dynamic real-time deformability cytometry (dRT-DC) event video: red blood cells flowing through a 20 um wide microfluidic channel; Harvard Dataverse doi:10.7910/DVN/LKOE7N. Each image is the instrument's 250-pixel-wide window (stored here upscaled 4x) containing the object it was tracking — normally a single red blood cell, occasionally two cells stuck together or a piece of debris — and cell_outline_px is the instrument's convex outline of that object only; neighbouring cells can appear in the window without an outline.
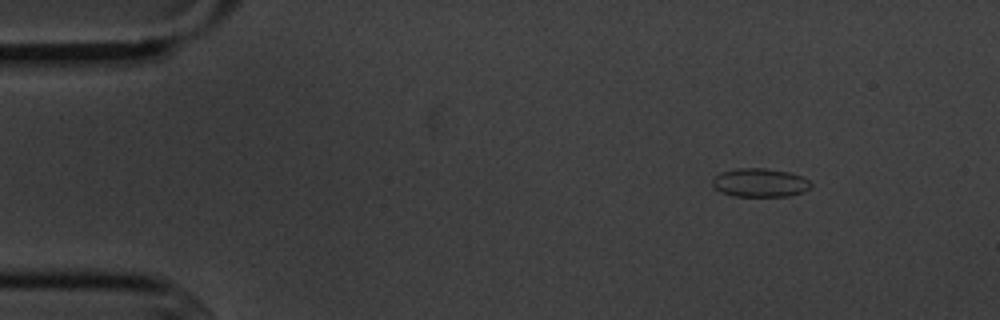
{"species": "common noctule bat (a hibernating species)", "species_latin": "Nyctalus noctula", "temperature_condition": "cold", "stored_images_in_passage": 7, "camera_frame_rate_fps": 3000, "um_per_image_px": 0.085, "animal": {"sex": "male", "body_mass_g": 20.1, "forearm_length_mm": 53.5}, "frame": {"image": 1, "passage_image": 1, "time_ms": 0.0, "image_size_px": [1000, 320], "cell_outline_px": [[812, 184], [804, 192], [788, 196], [732, 196], [720, 192], [712, 184], [712, 180], [720, 172], [736, 168], [764, 168], [788, 172], [800, 176], [808, 180]], "centroid_in_image_um": [64.57, 15.53], "position_along_channel_um": 20.4, "area_um2": 16.36}}
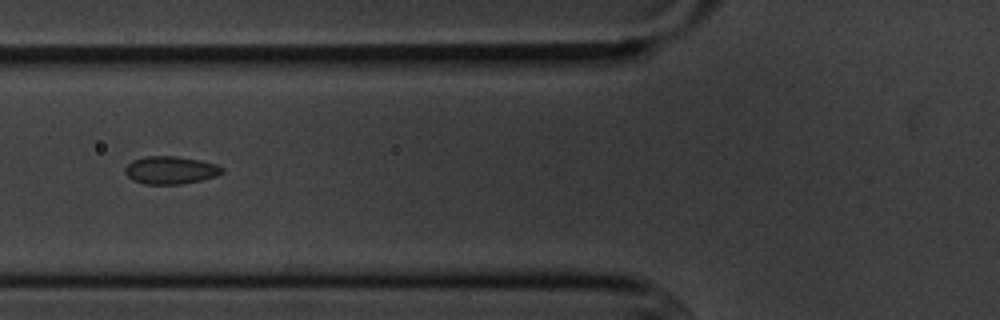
{"frame": {"image": 2, "passage_image": 5, "time_ms": 4.667, "image_size_px": [1000, 320], "cell_outline_px": [[224, 172], [216, 176], [200, 180], [180, 184], [144, 184], [132, 180], [124, 172], [124, 168], [132, 160], [144, 156], [176, 156], [200, 160], [216, 164], [224, 168]], "centroid_in_image_um": [14.48, 14.45], "position_along_channel_um": 111.3, "area_um2": 15.78}}
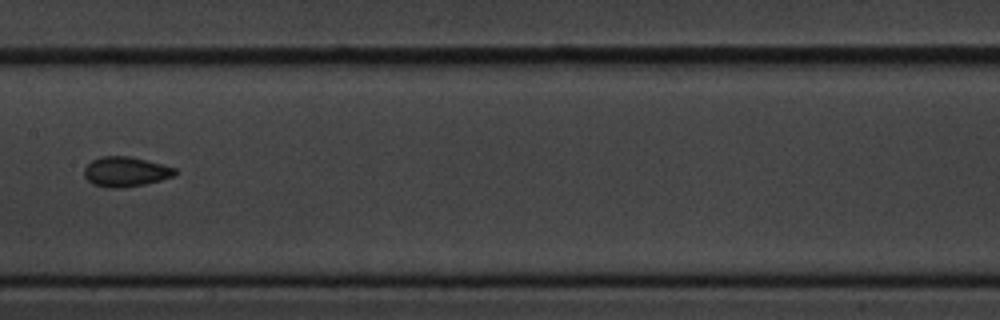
{"frame": {"image": 3, "passage_image": 7, "time_ms": 7.0, "image_size_px": [1000, 320], "cell_outline_px": [[176, 172], [172, 176], [160, 180], [144, 184], [120, 188], [108, 188], [92, 184], [84, 176], [84, 168], [92, 160], [100, 156], [128, 156], [176, 168]], "centroid_in_image_um": [10.62, 14.6], "position_along_channel_um": 196.8, "area_um2": 15.61}}